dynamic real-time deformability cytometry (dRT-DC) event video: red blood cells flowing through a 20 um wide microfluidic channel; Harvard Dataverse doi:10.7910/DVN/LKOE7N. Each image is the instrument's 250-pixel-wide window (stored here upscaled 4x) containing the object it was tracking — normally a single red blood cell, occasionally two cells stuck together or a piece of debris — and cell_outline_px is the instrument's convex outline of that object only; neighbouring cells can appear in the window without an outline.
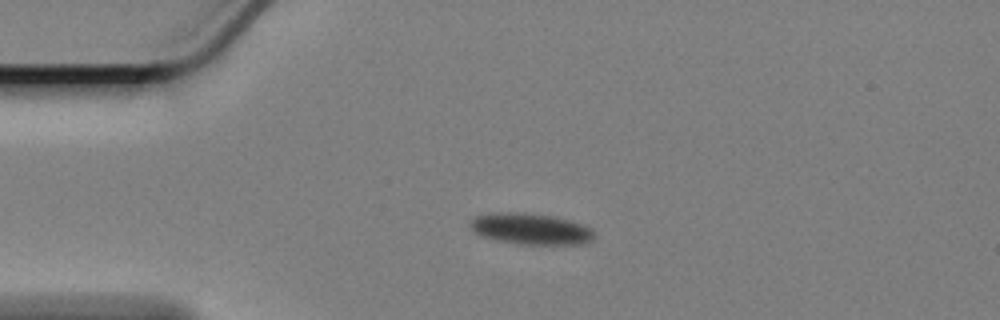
{"species": "Egyptian fruit bat (a non-hibernating species)", "species_latin": "Rousettus aegyptiacus", "temperature_condition": "cold", "stored_images_in_passage": 48, "camera_frame_rate_fps": 3000, "um_per_image_px": 0.085, "animal": {"sex": "female"}, "frame": {"image": 1, "passage_image": 1, "time_ms": 0.0, "image_size_px": [1000, 320], "cell_outline_px": [[596, 236], [592, 240], [584, 244], [516, 244], [496, 240], [480, 236], [468, 224], [476, 216], [496, 212], [524, 212], [552, 216], [584, 224], [592, 228]], "centroid_in_image_um": [45.14, 19.46], "position_along_channel_um": 39.9, "area_um2": 22.72}}
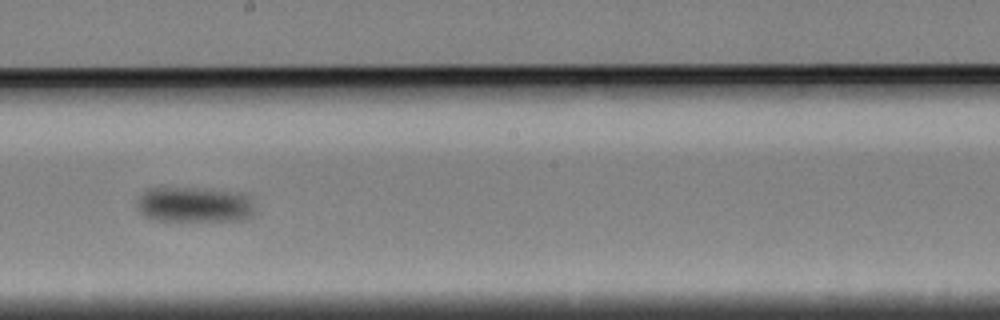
{"frame": {"image": 2, "passage_image": 21, "time_ms": 6.667, "image_size_px": [1000, 320], "cell_outline_px": [[256, 212], [252, 216], [240, 220], [152, 220], [144, 216], [136, 208], [136, 200], [148, 188], [192, 188], [240, 192], [248, 196], [252, 200], [256, 208]], "centroid_in_image_um": [16.53, 17.39], "position_along_channel_um": 231.7, "area_um2": 24.51}}
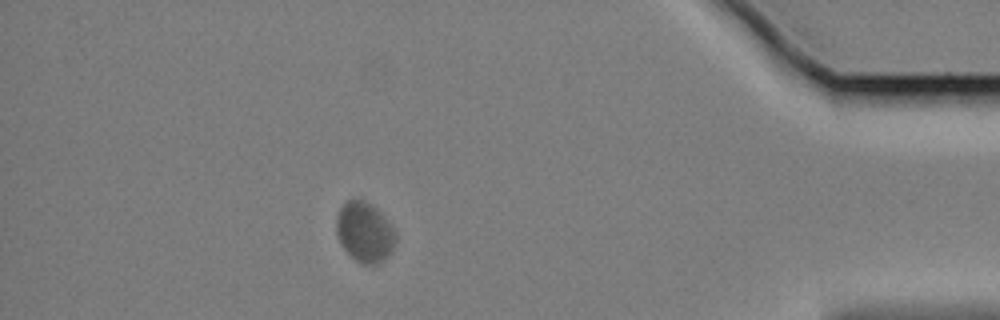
{"frame": {"image": 3, "passage_image": 41, "time_ms": 13.333, "image_size_px": [1000, 320], "cell_outline_px": [[396, 240], [388, 256], [384, 260], [376, 264], [360, 264], [340, 244], [336, 232], [336, 216], [340, 208], [348, 200], [364, 200], [376, 208], [384, 216], [396, 232]], "centroid_in_image_um": [30.99, 19.73], "position_along_channel_um": 404.2, "area_um2": 20.63}, "authors_computed_cell_mechanics": {"area_um2": 22.6865, "velocity_mm_per_s": 3.2656, "shape_relaxation_time_tau1_ms": 1.4281, "shape_relaxation_time_tau2_ms": null, "deformation_change_tau1": 0.0584, "deformation_change_tau2": null}}